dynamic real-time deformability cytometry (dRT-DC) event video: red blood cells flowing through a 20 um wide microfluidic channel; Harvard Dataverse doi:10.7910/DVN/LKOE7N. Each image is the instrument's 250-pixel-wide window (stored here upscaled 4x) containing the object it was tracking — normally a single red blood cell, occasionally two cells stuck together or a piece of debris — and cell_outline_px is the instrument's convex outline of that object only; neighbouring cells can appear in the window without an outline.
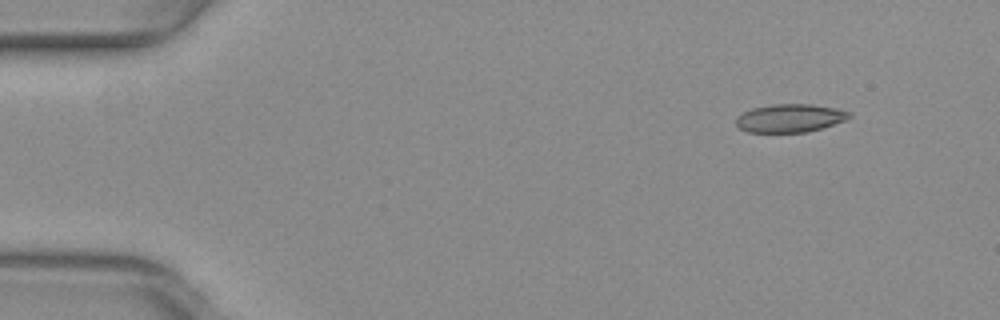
{"species": "common noctule bat (a hibernating species)", "species_latin": "Nyctalus noctula", "temperature_condition": "warm", "stored_images_in_passage": 10, "camera_frame_rate_fps": 3000, "um_per_image_px": 0.085, "animal": {"sex": "female", "body_mass_g": 29.2, "forearm_length_mm": 56.3}, "frame": {"image": 1, "passage_image": 1, "time_ms": 0.0, "image_size_px": [1000, 320], "cell_outline_px": [[852, 116], [844, 120], [808, 132], [748, 132], [740, 128], [736, 124], [736, 116], [752, 108], [772, 104], [812, 104], [836, 108], [852, 112]], "centroid_in_image_um": [67.14, 10.03], "position_along_channel_um": 17.9, "area_um2": 18.55}}